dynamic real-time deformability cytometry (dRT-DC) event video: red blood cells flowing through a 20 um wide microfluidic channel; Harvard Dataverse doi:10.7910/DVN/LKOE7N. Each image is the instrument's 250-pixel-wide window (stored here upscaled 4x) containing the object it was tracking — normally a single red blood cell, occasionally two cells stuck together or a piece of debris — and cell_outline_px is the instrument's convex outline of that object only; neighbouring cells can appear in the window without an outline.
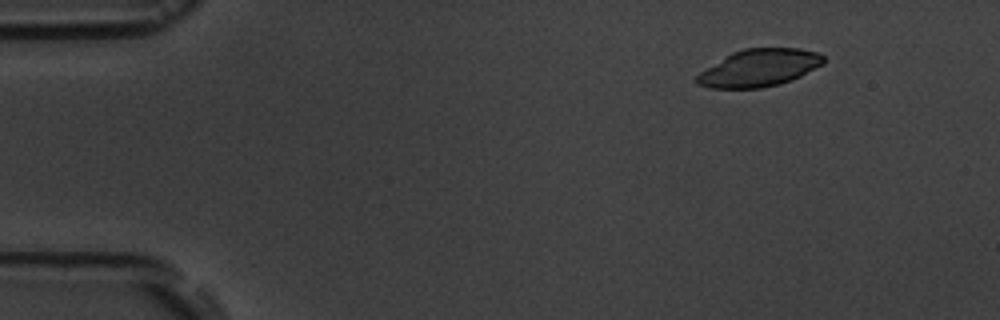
{"species": "common noctule bat (a hibernating species)", "species_latin": "Nyctalus noctula", "temperature_condition": "room temperature", "stored_images_in_passage": 4, "camera_frame_rate_fps": 3000, "um_per_image_px": 0.085, "animal": {"sex": "male", "body_mass_g": 19.5, "forearm_length_mm": 54.6}, "frame": {"image": 1, "passage_image": 2, "time_ms": 1.333, "image_size_px": [1000, 320], "cell_outline_px": [[824, 64], [792, 80], [780, 84], [760, 88], [708, 88], [696, 84], [692, 80], [700, 72], [732, 52], [744, 48], [800, 48], [820, 52], [824, 56]], "centroid_in_image_um": [64.53, 5.77], "position_along_channel_um": 20.5, "area_um2": 27.8}}